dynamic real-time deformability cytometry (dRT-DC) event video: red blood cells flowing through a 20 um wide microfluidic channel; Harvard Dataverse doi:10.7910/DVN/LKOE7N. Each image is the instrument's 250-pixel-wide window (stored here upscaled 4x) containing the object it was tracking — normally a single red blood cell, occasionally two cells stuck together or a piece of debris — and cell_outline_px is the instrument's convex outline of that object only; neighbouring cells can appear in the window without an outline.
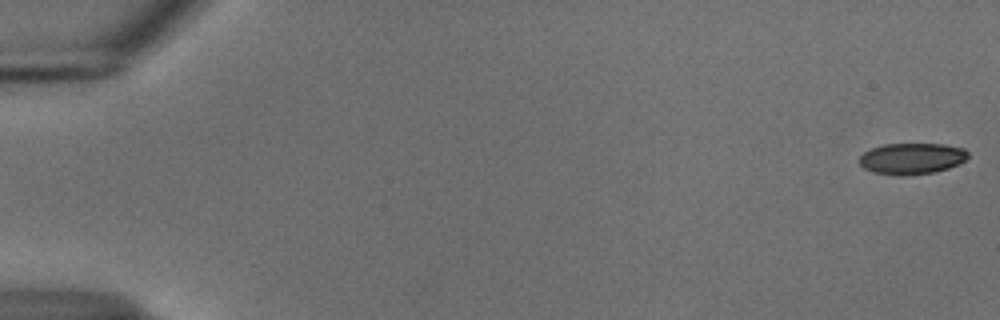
{"species": "common noctule bat (a hibernating species)", "species_latin": "Nyctalus noctula", "temperature_condition": "cold", "stored_images_in_passage": 55, "camera_frame_rate_fps": 3000, "um_per_image_px": 0.085, "animal": {"sex": "male", "body_mass_g": 18.8}, "frame": {"image": 1, "passage_image": 1, "time_ms": 0.0, "image_size_px": [1000, 320], "cell_outline_px": [[968, 156], [964, 160], [948, 168], [936, 172], [904, 176], [900, 176], [872, 172], [864, 168], [856, 160], [864, 152], [872, 148], [884, 144], [944, 144], [964, 148], [968, 152]], "centroid_in_image_um": [77.47, 13.48], "position_along_channel_um": 7.5, "area_um2": 19.88}}
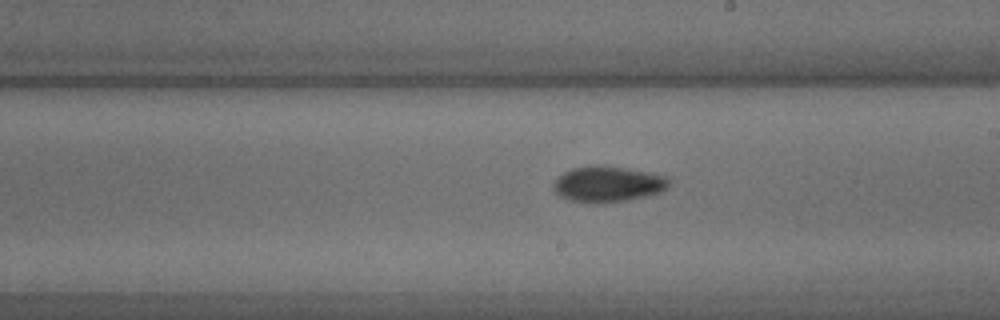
{"frame": {"image": 2, "passage_image": 32, "time_ms": 10.333, "image_size_px": [1000, 320], "cell_outline_px": [[668, 188], [660, 192], [628, 200], [572, 200], [560, 196], [552, 188], [552, 184], [564, 172], [572, 168], [588, 164], [604, 164], [628, 168], [668, 176]], "centroid_in_image_um": [51.68, 15.57], "position_along_channel_um": 237.3, "area_um2": 23.58}}
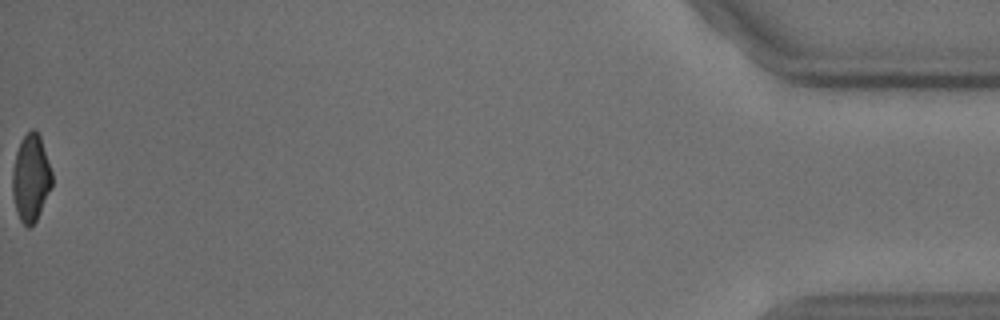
{"frame": {"image": 3, "passage_image": 55, "time_ms": 18.0, "image_size_px": [1000, 320], "cell_outline_px": [[52, 188], [36, 220], [28, 228], [20, 220], [16, 212], [12, 196], [12, 172], [16, 152], [20, 140], [32, 128], [36, 128], [40, 136], [52, 172]], "centroid_in_image_um": [2.62, 15.12], "position_along_channel_um": 432.6, "area_um2": 20.23}, "authors_computed_cell_mechanics": {"area_um2": 21.5594, "velocity_mm_per_s": 3.742, "shape_relaxation_time_tau1_ms": 3.6533, "shape_relaxation_time_tau2_ms": 5.4942, "deformation_change_tau1": 0.1184, "deformation_change_tau2": 0.0911}}